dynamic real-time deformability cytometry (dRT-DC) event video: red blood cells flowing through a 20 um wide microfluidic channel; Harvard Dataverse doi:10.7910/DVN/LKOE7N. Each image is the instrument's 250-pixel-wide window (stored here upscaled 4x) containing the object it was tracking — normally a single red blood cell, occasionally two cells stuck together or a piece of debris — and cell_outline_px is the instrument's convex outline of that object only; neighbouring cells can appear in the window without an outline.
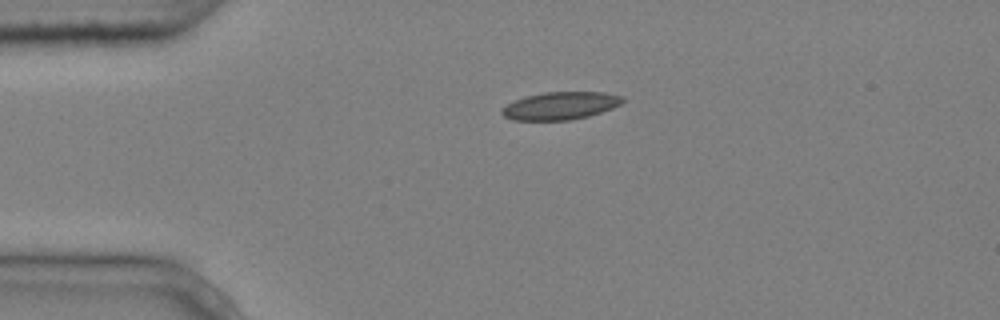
{"species": "common noctule bat (a hibernating species)", "species_latin": "Nyctalus noctula", "temperature_condition": "cold", "stored_images_in_passage": 3, "camera_frame_rate_fps": 3000, "um_per_image_px": 0.085, "animal": {"sex": "male", "body_mass_g": 20.4}, "frame": {"image": 1, "passage_image": 3, "time_ms": 0.667, "image_size_px": [1000, 320], "cell_outline_px": [[624, 100], [620, 104], [612, 108], [588, 116], [572, 120], [512, 120], [504, 116], [500, 112], [500, 108], [524, 96], [544, 92], [604, 92], [624, 96]], "centroid_in_image_um": [47.62, 8.98], "position_along_channel_um": 37.4, "area_um2": 19.54}}